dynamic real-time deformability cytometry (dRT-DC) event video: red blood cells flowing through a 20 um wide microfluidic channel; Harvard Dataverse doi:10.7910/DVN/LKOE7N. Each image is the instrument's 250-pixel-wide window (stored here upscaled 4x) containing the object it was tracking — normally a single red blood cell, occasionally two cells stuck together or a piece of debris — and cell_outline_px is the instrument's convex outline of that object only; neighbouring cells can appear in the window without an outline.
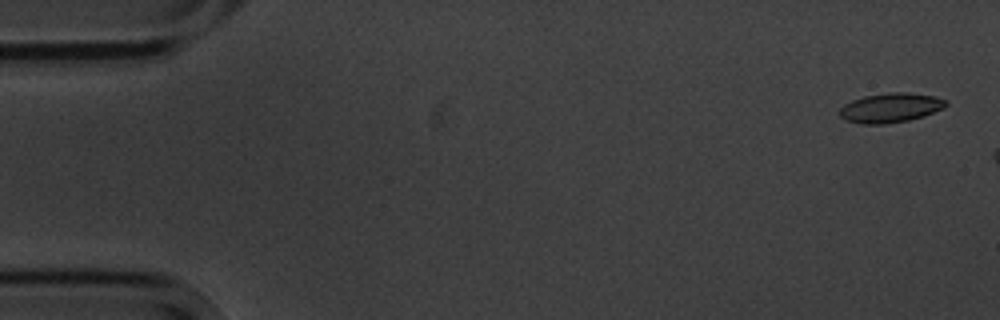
{"species": "common noctule bat (a hibernating species)", "species_latin": "Nyctalus noctula", "temperature_condition": "cold", "stored_images_in_passage": 2, "camera_frame_rate_fps": 3000, "um_per_image_px": 0.085, "animal": {"sex": "male", "body_mass_g": 20.1, "forearm_length_mm": 53.5}, "frame": {"image": 1, "passage_image": 2, "time_ms": 1.333, "image_size_px": [1000, 320], "cell_outline_px": [[948, 104], [944, 108], [924, 116], [908, 120], [884, 124], [860, 124], [848, 120], [840, 116], [840, 108], [844, 104], [852, 100], [864, 96], [888, 92], [908, 92], [932, 96], [948, 100]], "centroid_in_image_um": [75.71, 9.15], "position_along_channel_um": 9.3, "area_um2": 18.26}}